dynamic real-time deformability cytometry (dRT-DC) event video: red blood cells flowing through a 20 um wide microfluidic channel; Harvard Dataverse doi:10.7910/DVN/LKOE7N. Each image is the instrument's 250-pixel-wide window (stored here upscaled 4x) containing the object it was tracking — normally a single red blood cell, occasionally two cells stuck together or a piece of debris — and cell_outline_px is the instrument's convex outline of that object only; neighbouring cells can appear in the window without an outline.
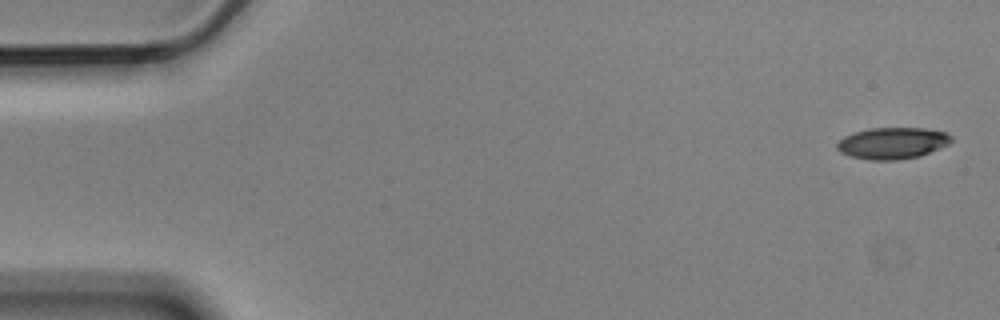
{"species": "Egyptian fruit bat (a non-hibernating species)", "species_latin": "Rousettus aegyptiacus", "temperature_condition": "cold", "stored_images_in_passage": 3, "camera_frame_rate_fps": 3000, "um_per_image_px": 0.085, "animal": {"sex": "male"}, "frame": {"image": 1, "passage_image": 1, "time_ms": 0.0, "image_size_px": [1000, 320], "cell_outline_px": [[952, 140], [948, 144], [920, 156], [896, 160], [872, 160], [852, 156], [840, 152], [836, 148], [836, 144], [844, 136], [856, 132], [872, 128], [924, 128], [944, 132], [952, 136]], "centroid_in_image_um": [75.85, 12.17], "position_along_channel_um": 9.1, "area_um2": 20.75}}